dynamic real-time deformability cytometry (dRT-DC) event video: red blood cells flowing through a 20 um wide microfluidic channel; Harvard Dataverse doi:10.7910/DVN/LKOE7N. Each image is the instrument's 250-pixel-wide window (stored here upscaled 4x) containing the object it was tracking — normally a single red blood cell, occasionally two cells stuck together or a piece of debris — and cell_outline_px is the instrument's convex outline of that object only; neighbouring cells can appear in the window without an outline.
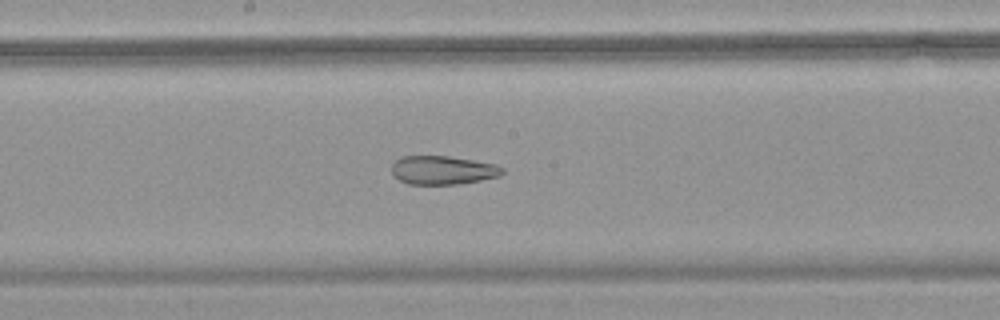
{"species": "common noctule bat (a hibernating species)", "species_latin": "Nyctalus noctula", "temperature_condition": "warm", "stored_images_in_passage": 48, "camera_frame_rate_fps": 3000, "um_per_image_px": 0.085, "animal": {"sex": "female", "body_mass_g": 18.4}, "frame": {"image": 1, "passage_image": 26, "time_ms": 8.333, "image_size_px": [1000, 320], "cell_outline_px": [[504, 172], [500, 176], [480, 180], [456, 184], [408, 184], [400, 180], [392, 172], [392, 164], [396, 160], [404, 156], [448, 156], [496, 164], [504, 168]], "centroid_in_image_um": [37.66, 14.46], "position_along_channel_um": 210.5, "area_um2": 18.32}}
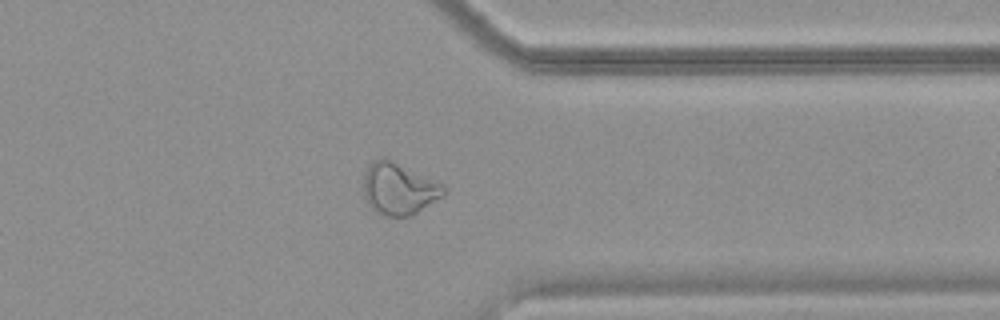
{"frame": {"image": 2, "passage_image": 38, "time_ms": 12.333, "image_size_px": [1000, 320], "cell_outline_px": [[448, 192], [444, 196], [416, 212], [408, 216], [384, 216], [376, 212], [368, 204], [364, 196], [364, 176], [368, 164], [372, 160], [380, 156], [388, 156], [444, 184]], "centroid_in_image_um": [33.91, 15.98], "position_along_channel_um": 377.5, "area_um2": 24.91}}
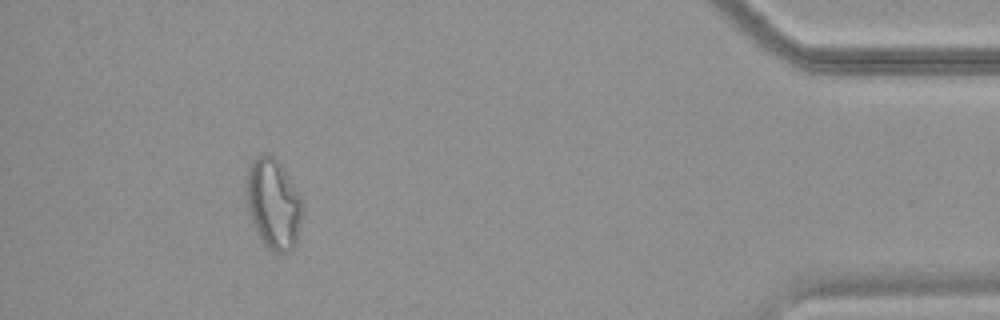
{"frame": {"image": 3, "passage_image": 44, "time_ms": 14.333, "image_size_px": [1000, 320], "cell_outline_px": [[304, 200], [296, 244], [288, 252], [276, 252], [268, 248], [264, 244], [252, 220], [248, 204], [248, 168], [252, 160], [260, 156], [272, 156], [280, 164]], "centroid_in_image_um": [23.29, 17.35], "position_along_channel_um": 411.9, "area_um2": 28.61}}